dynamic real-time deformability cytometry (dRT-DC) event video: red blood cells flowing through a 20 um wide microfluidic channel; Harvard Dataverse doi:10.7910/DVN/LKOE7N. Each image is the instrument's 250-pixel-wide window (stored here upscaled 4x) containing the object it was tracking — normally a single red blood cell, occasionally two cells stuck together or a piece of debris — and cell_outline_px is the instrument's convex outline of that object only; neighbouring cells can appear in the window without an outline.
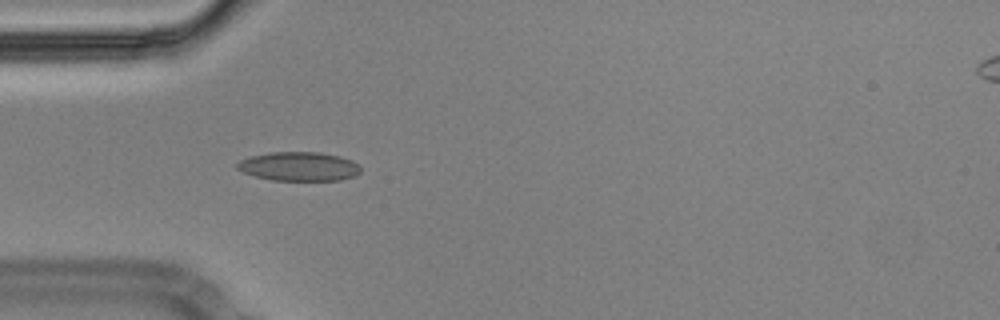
{"species": "Egyptian fruit bat (a non-hibernating species)", "species_latin": "Rousettus aegyptiacus", "temperature_condition": "cold", "stored_images_in_passage": 40, "camera_frame_rate_fps": 3000, "um_per_image_px": 0.085, "animal": {"sex": "male"}, "frame": {"image": 1, "passage_image": 1, "time_ms": 0.0, "image_size_px": [1000, 320], "cell_outline_px": [[360, 172], [356, 176], [340, 180], [272, 180], [256, 176], [244, 172], [236, 168], [236, 164], [240, 160], [248, 156], [268, 152], [320, 152], [340, 156], [352, 160], [360, 164]], "centroid_in_image_um": [25.43, 14.13], "position_along_channel_um": 59.6, "area_um2": 21.04}}
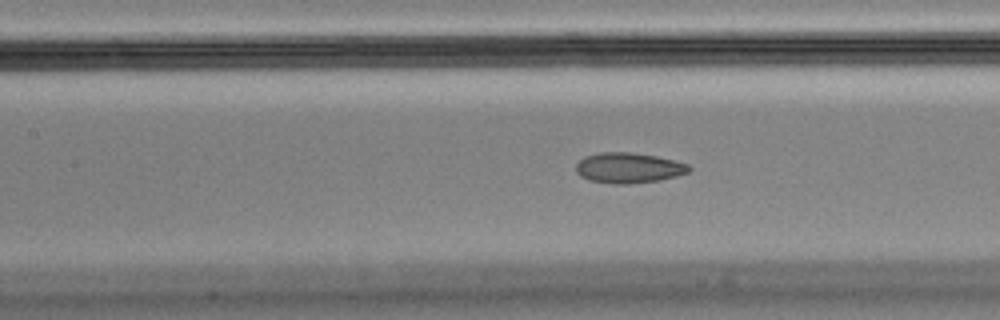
{"frame": {"image": 2, "passage_image": 9, "time_ms": 2.667, "image_size_px": [1000, 320], "cell_outline_px": [[692, 168], [688, 172], [676, 176], [660, 180], [628, 184], [612, 184], [588, 180], [580, 176], [576, 172], [576, 164], [584, 156], [600, 152], [632, 152], [656, 156], [688, 164]], "centroid_in_image_um": [53.4, 14.27], "position_along_channel_um": 154.0, "area_um2": 20.11}}
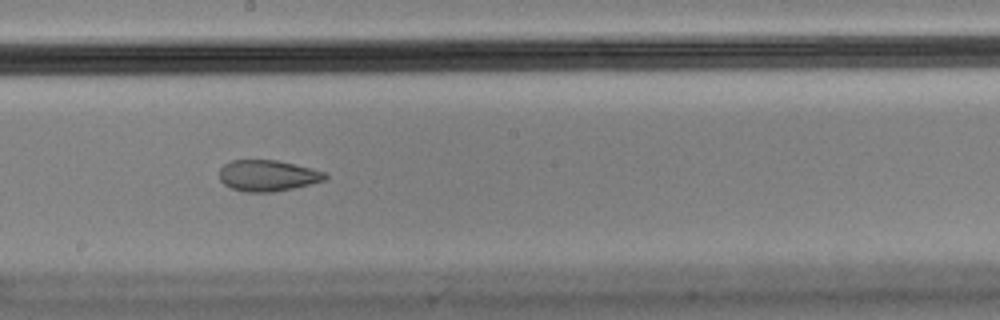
{"frame": {"image": 3, "passage_image": 15, "time_ms": 4.667, "image_size_px": [1000, 320], "cell_outline_px": [[328, 180], [292, 188], [272, 192], [244, 192], [232, 188], [224, 184], [220, 180], [220, 168], [224, 164], [232, 160], [276, 160], [312, 168], [324, 172], [328, 176]], "centroid_in_image_um": [22.76, 14.93], "position_along_channel_um": 225.4, "area_um2": 19.19}, "authors_computed_cell_mechanics": {"area_um2": 21.1259, "velocity_mm_per_s": 3.5822, "shape_relaxation_time_tau1_ms": null, "shape_relaxation_time_tau2_ms": 1.9116, "deformation_change_tau1": null, "deformation_change_tau2": 0.0764}}